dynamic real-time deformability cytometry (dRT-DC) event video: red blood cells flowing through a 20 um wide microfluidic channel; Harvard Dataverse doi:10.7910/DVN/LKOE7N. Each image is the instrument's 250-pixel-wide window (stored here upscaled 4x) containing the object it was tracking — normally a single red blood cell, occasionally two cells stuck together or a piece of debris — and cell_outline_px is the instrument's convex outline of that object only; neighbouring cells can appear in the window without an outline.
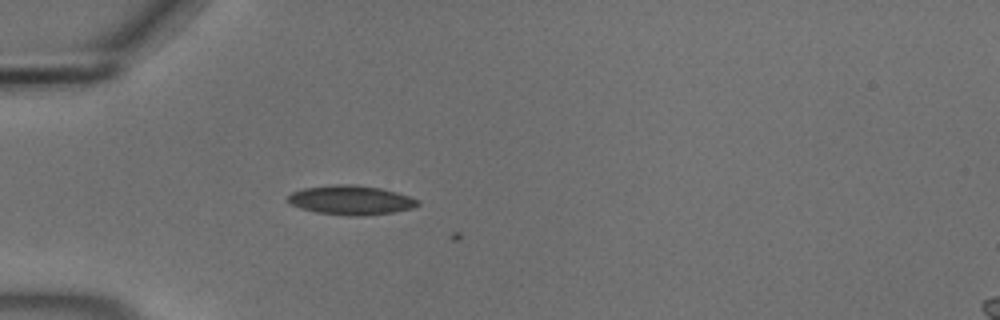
{"species": "common noctule bat (a hibernating species)", "species_latin": "Nyctalus noctula", "temperature_condition": "cold", "stored_images_in_passage": 10, "camera_frame_rate_fps": 3000, "um_per_image_px": 0.085, "animal": {"sex": "male", "body_mass_g": 18.8}, "frame": {"image": 1, "passage_image": 9, "time_ms": 2.667, "image_size_px": [1000, 320], "cell_outline_px": [[420, 204], [412, 208], [392, 212], [360, 216], [348, 216], [316, 212], [300, 208], [292, 204], [288, 200], [288, 196], [292, 192], [304, 188], [332, 184], [356, 184], [380, 188], [396, 192], [408, 196], [416, 200]], "centroid_in_image_um": [29.8, 17.0], "position_along_channel_um": 55.2, "area_um2": 22.02}}